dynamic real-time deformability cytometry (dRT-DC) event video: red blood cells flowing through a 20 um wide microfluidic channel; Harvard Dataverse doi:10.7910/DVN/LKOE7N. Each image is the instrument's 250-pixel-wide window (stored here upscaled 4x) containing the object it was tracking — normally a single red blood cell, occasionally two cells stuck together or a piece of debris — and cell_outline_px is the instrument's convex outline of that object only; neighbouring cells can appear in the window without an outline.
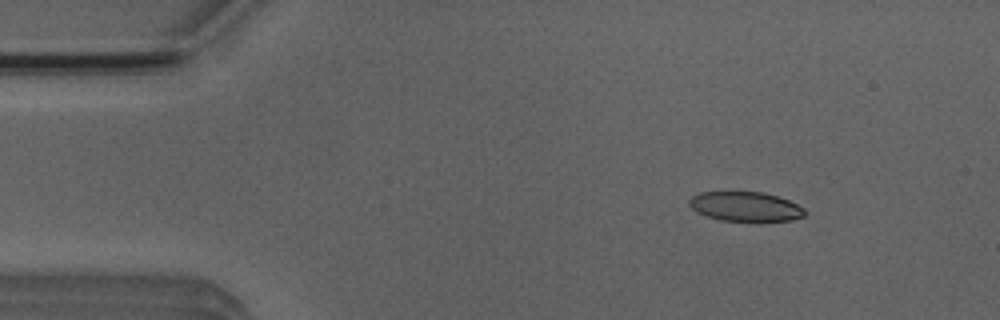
{"species": "Egyptian fruit bat (a non-hibernating species)", "species_latin": "Rousettus aegyptiacus", "temperature_condition": "room temperature", "stored_images_in_passage": 4, "camera_frame_rate_fps": 3000, "um_per_image_px": 0.085, "animal": {"sex": "male"}, "frame": {"image": 1, "passage_image": 2, "time_ms": 1.333, "image_size_px": [1000, 320], "cell_outline_px": [[808, 212], [804, 216], [792, 220], [720, 220], [696, 212], [688, 204], [688, 200], [692, 196], [700, 192], [764, 192], [788, 200], [804, 208]], "centroid_in_image_um": [63.35, 17.54], "position_along_channel_um": 21.7, "area_um2": 19.65}}